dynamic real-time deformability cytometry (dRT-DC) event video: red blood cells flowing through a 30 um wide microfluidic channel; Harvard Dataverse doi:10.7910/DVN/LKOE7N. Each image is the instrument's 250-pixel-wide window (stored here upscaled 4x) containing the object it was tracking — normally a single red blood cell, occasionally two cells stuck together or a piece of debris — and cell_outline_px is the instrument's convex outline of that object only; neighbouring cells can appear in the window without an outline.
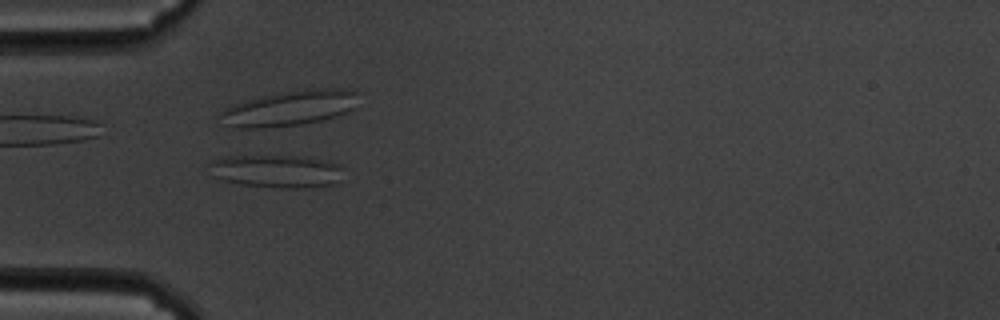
{"species": "common noctule bat (a hibernating species)", "species_latin": "Nyctalus noctula", "temperature_condition": "cold", "stored_images_in_passage": 21, "camera_frame_rate_fps": 3000, "um_per_image_px": 0.085, "animal": {"sex": "male", "body_mass_g": 19.5, "forearm_length_mm": 54.6}, "frame": {"image": 1, "passage_image": 18, "time_ms": 5.667, "image_size_px": [1000, 320], "cell_outline_px": [[344, 168], [336, 180], [332, 184], [308, 188], [280, 188], [240, 184], [224, 180], [212, 176], [208, 164], [212, 160], [224, 156], [312, 156], [328, 160], [340, 164]], "centroid_in_image_um": [23.5, 14.53], "position_along_channel_um": 61.5, "area_um2": 26.07}}